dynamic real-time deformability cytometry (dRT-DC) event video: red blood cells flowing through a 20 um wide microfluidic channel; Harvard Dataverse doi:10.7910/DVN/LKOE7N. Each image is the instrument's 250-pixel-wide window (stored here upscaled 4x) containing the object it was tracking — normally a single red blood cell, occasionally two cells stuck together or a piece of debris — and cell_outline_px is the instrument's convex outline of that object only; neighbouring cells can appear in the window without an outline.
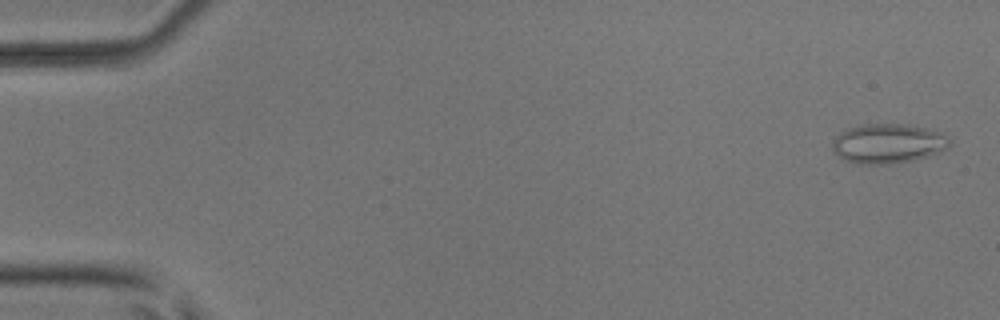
{"species": "common noctule bat (a hibernating species)", "species_latin": "Nyctalus noctula", "temperature_condition": "room temperature", "stored_images_in_passage": 12, "camera_frame_rate_fps": 3000, "um_per_image_px": 0.085, "animal": {"sex": "male", "body_mass_g": 17.9, "forearm_length_mm": 54.2}, "frame": {"image": 1, "passage_image": 2, "time_ms": 0.333, "image_size_px": [1000, 320], "cell_outline_px": [[952, 144], [928, 156], [912, 160], [888, 164], [856, 164], [844, 160], [832, 148], [832, 140], [840, 132], [848, 128], [864, 124], [904, 124], [924, 128], [940, 132], [948, 136], [952, 140]], "centroid_in_image_um": [75.46, 12.2], "position_along_channel_um": 9.5, "area_um2": 26.93}}